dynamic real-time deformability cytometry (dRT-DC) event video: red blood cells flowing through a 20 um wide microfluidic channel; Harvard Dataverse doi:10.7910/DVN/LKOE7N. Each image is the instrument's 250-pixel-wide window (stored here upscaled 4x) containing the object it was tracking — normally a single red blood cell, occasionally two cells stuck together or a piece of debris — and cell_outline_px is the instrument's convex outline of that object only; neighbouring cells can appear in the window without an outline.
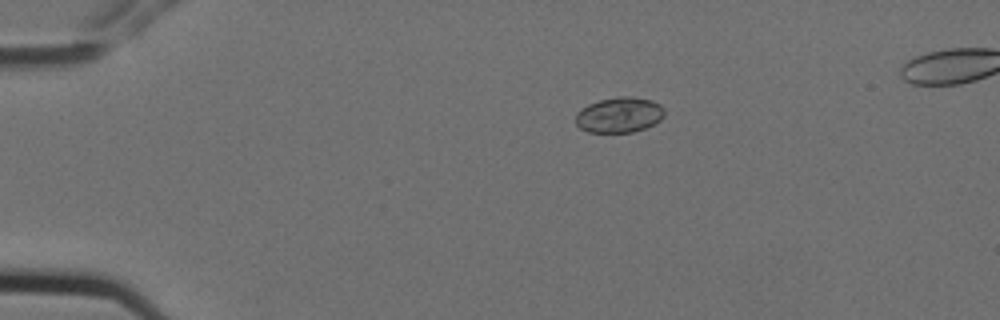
{"species": "Egyptian fruit bat (a non-hibernating species)", "species_latin": "Rousettus aegyptiacus", "temperature_condition": "cold", "stored_images_in_passage": 6, "camera_frame_rate_fps": 3000, "um_per_image_px": 0.085, "animal": {"sex": "female"}, "frame": {"image": 1, "passage_image": 3, "time_ms": 0.667, "image_size_px": [1000, 320], "cell_outline_px": [[664, 116], [656, 124], [632, 132], [588, 132], [580, 128], [576, 124], [576, 112], [580, 108], [588, 104], [600, 100], [616, 96], [628, 96], [652, 100], [660, 104], [664, 108]], "centroid_in_image_um": [52.64, 9.76], "position_along_channel_um": 32.4, "area_um2": 18.5}}
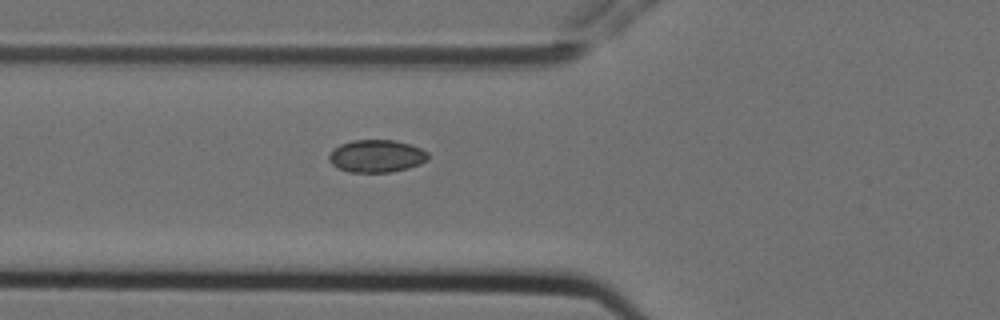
{"frame": {"image": 2, "passage_image": 6, "time_ms": 1.667, "image_size_px": [1000, 320], "cell_outline_px": [[428, 160], [420, 164], [408, 168], [392, 172], [348, 172], [336, 168], [328, 160], [328, 156], [340, 144], [352, 140], [396, 140], [420, 148], [428, 152]], "centroid_in_image_um": [32.0, 13.27], "position_along_channel_um": 93.8, "area_um2": 18.84}}